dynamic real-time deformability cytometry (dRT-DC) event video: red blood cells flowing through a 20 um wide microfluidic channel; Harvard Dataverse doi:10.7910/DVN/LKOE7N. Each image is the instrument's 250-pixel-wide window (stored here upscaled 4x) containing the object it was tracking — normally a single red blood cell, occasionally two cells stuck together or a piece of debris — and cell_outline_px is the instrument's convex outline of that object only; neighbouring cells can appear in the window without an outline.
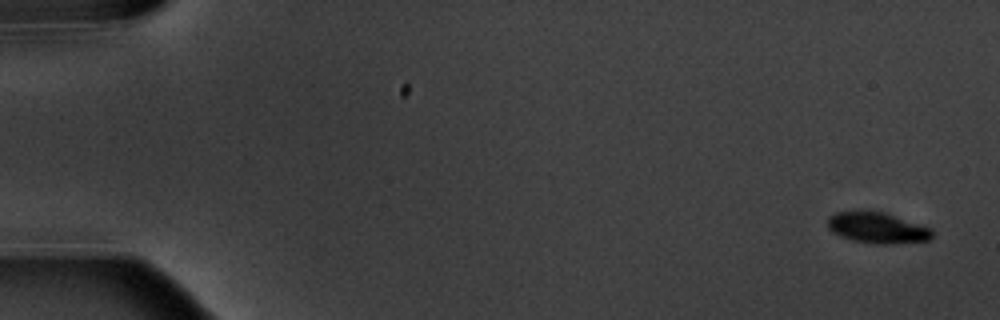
{"species": "common noctule bat (a hibernating species)", "species_latin": "Nyctalus noctula", "temperature_condition": "warm", "stored_images_in_passage": 7, "camera_frame_rate_fps": 3000, "um_per_image_px": 0.085, "animal": {"sex": "male", "body_mass_g": 20.1, "forearm_length_mm": 53.5}, "frame": {"image": 1, "passage_image": 1, "time_ms": 0.0, "image_size_px": [1000, 320], "cell_outline_px": [[932, 236], [928, 240], [884, 244], [880, 244], [852, 240], [840, 236], [832, 232], [828, 228], [828, 220], [836, 212], [864, 208], [884, 212], [928, 228], [932, 232]], "centroid_in_image_um": [74.48, 19.32], "position_along_channel_um": 10.5, "area_um2": 18.73}}
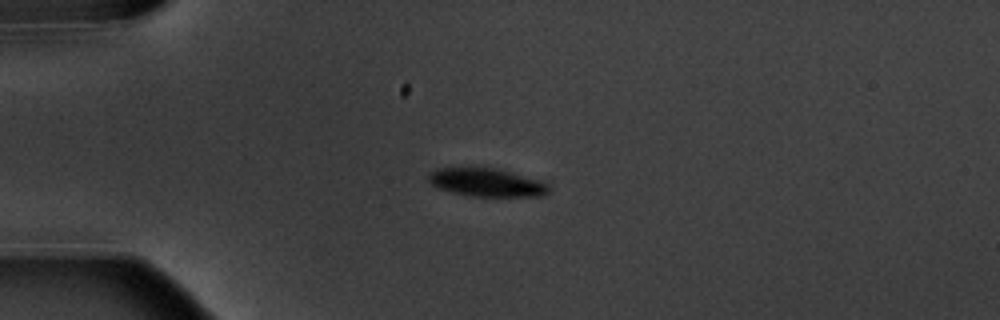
{"frame": {"image": 2, "passage_image": 5, "time_ms": 4.333, "image_size_px": [1000, 320], "cell_outline_px": [[548, 192], [544, 196], [472, 196], [452, 192], [440, 188], [432, 184], [428, 180], [428, 172], [436, 168], [496, 168], [540, 180], [548, 184]], "centroid_in_image_um": [41.35, 15.51], "position_along_channel_um": 43.6, "area_um2": 19.59}}